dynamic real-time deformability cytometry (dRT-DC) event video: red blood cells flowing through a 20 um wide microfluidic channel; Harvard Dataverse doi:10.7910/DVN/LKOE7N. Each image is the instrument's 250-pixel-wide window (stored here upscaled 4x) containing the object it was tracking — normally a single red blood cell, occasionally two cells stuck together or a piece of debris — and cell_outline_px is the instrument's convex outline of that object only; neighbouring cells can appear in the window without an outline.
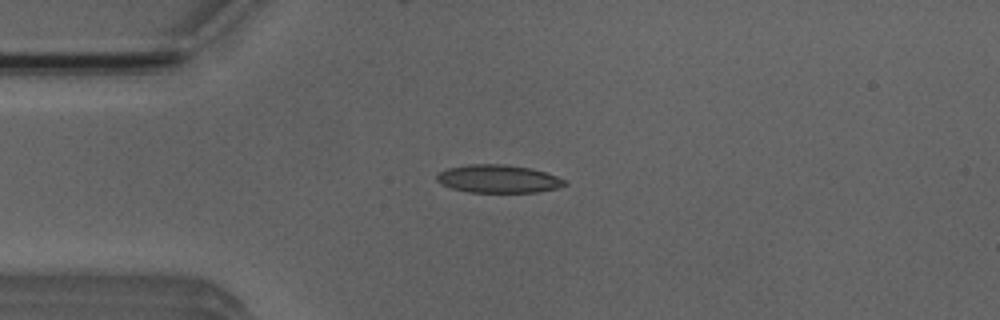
{"species": "Egyptian fruit bat (a non-hibernating species)", "species_latin": "Rousettus aegyptiacus", "temperature_condition": "room temperature", "stored_images_in_passage": 41, "camera_frame_rate_fps": 3000, "um_per_image_px": 0.085, "animal": {"sex": "male"}, "frame": {"image": 1, "passage_image": 2, "time_ms": 0.333, "image_size_px": [1000, 320], "cell_outline_px": [[568, 184], [556, 188], [536, 192], [468, 192], [452, 188], [440, 184], [436, 180], [436, 176], [440, 172], [448, 168], [468, 164], [504, 164], [532, 168], [568, 180]], "centroid_in_image_um": [42.36, 15.2], "position_along_channel_um": 42.6, "area_um2": 20.92}}
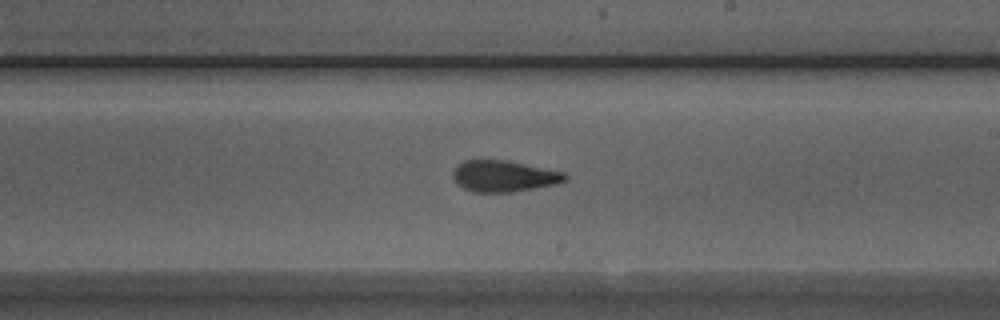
{"frame": {"image": 2, "passage_image": 19, "time_ms": 6.0, "image_size_px": [1000, 320], "cell_outline_px": [[568, 180], [556, 184], [512, 192], [472, 192], [464, 188], [452, 176], [452, 172], [464, 160], [504, 160], [564, 172], [568, 176]], "centroid_in_image_um": [42.86, 14.98], "position_along_channel_um": 246.1, "area_um2": 20.17}}
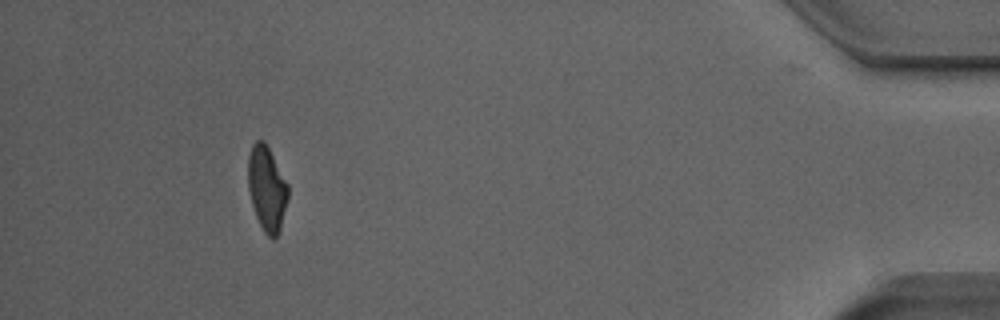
{"frame": {"image": 3, "passage_image": 37, "time_ms": 12.0, "image_size_px": [1000, 320], "cell_outline_px": [[288, 200], [280, 228], [276, 236], [272, 240], [264, 232], [256, 216], [252, 204], [248, 188], [248, 156], [252, 144], [256, 140], [264, 140], [288, 184]], "centroid_in_image_um": [22.68, 16.01], "position_along_channel_um": 412.5, "area_um2": 19.65}, "authors_computed_cell_mechanics": {"area_um2": 20.6924, "velocity_mm_per_s": 3.9305, "shape_relaxation_time_tau1_ms": 5.9498, "shape_relaxation_time_tau2_ms": 1.7758, "deformation_change_tau1": 0.1637, "deformation_change_tau2": 0.0925}}